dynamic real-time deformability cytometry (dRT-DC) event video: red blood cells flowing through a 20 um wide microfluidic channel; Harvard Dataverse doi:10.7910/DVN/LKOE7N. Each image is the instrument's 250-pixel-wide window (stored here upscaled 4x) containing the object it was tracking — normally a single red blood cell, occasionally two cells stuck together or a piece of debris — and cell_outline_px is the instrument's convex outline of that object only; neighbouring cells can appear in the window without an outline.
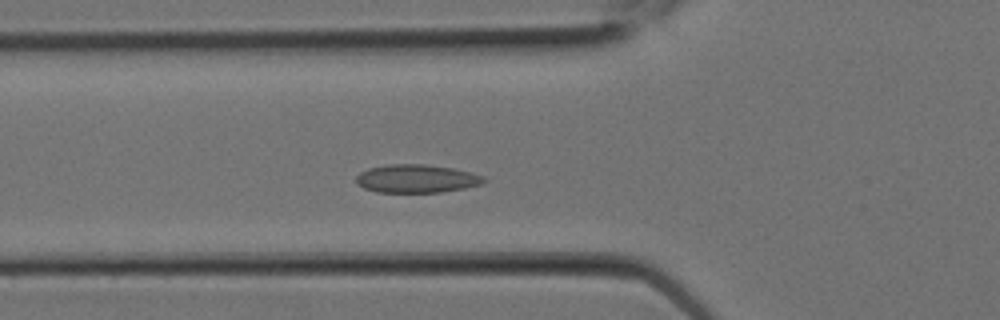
{"species": "Egyptian fruit bat (a non-hibernating species)", "species_latin": "Rousettus aegyptiacus", "temperature_condition": "room temperature", "stored_images_in_passage": 7, "camera_frame_rate_fps": 3000, "um_per_image_px": 0.085, "animal": {"sex": "female"}, "frame": {"image": 1, "passage_image": 7, "time_ms": 2.0, "image_size_px": [1000, 320], "cell_outline_px": [[488, 180], [480, 184], [464, 188], [440, 192], [376, 192], [364, 188], [356, 184], [356, 176], [360, 172], [368, 168], [388, 164], [424, 164], [452, 168], [472, 172], [484, 176]], "centroid_in_image_um": [35.39, 15.18], "position_along_channel_um": 90.4, "area_um2": 21.1}}